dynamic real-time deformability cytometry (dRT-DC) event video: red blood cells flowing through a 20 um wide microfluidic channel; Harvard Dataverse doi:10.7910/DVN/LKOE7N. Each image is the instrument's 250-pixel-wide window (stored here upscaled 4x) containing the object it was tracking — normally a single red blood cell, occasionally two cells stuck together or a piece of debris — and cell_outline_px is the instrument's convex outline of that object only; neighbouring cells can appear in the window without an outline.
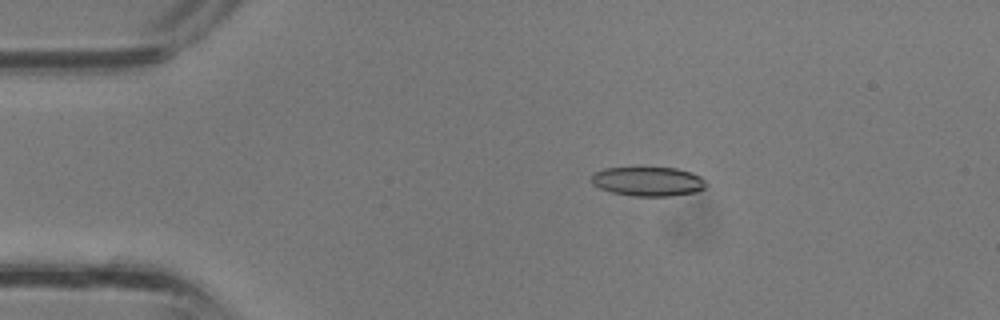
{"species": "common noctule bat (a hibernating species)", "species_latin": "Nyctalus noctula", "temperature_condition": "room temperature", "stored_images_in_passage": 36, "camera_frame_rate_fps": 3000, "um_per_image_px": 0.085, "animal": {"sex": "male", "body_mass_g": 13.3}, "frame": {"image": 1, "passage_image": 7, "time_ms": 2.0, "image_size_px": [1000, 320], "cell_outline_px": [[708, 184], [704, 188], [696, 192], [672, 196], [632, 196], [612, 192], [600, 188], [592, 184], [592, 172], [604, 168], [676, 168], [692, 172], [700, 176]], "centroid_in_image_um": [55.09, 15.42], "position_along_channel_um": 29.9, "area_um2": 19.65}}
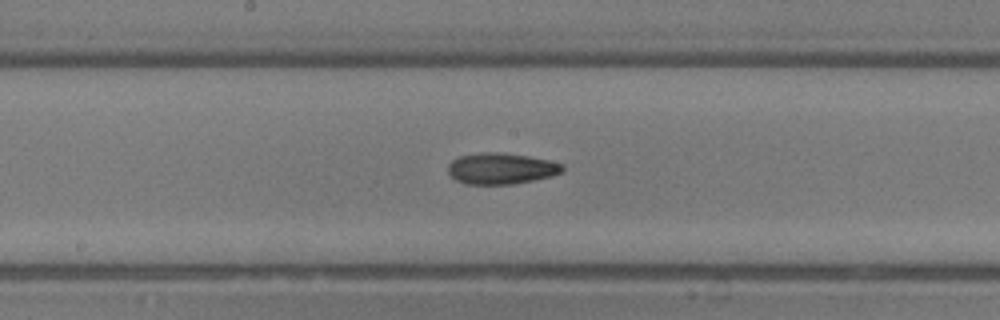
{"frame": {"image": 2, "passage_image": 19, "time_ms": 6.0, "image_size_px": [1000, 320], "cell_outline_px": [[564, 168], [560, 172], [552, 176], [512, 184], [464, 184], [456, 180], [448, 172], [448, 164], [452, 160], [460, 156], [480, 152], [500, 152], [528, 156], [548, 160], [564, 164]], "centroid_in_image_um": [42.58, 14.32], "position_along_channel_um": 205.6, "area_um2": 20.75}}
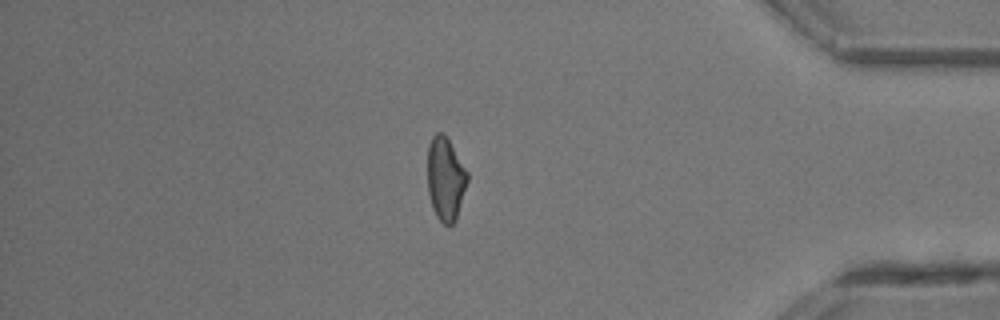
{"frame": {"image": 3, "passage_image": 31, "time_ms": 10.0, "image_size_px": [1000, 320], "cell_outline_px": [[468, 180], [456, 220], [448, 228], [436, 216], [432, 208], [428, 192], [428, 144], [432, 136], [436, 132], [440, 132], [448, 140], [468, 172]], "centroid_in_image_um": [37.86, 15.24], "position_along_channel_um": 397.3, "area_um2": 19.31}}